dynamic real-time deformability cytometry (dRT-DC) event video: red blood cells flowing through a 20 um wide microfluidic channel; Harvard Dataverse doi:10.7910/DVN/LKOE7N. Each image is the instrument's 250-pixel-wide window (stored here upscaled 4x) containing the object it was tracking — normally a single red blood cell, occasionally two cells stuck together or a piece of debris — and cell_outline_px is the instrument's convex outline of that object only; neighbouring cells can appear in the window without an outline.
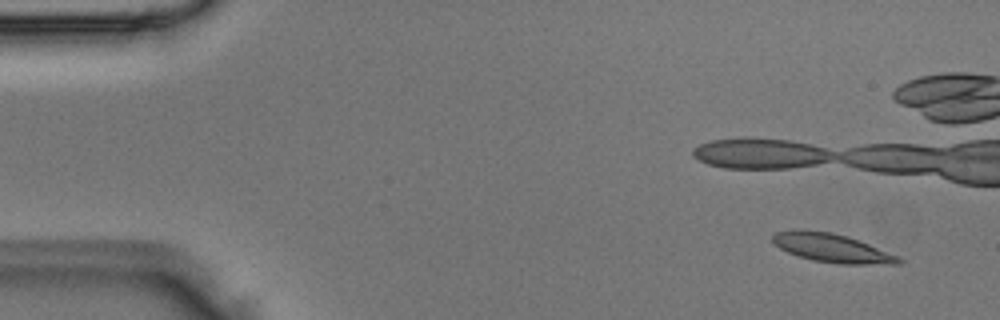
{"species": "Egyptian fruit bat (a non-hibernating species)", "species_latin": "Rousettus aegyptiacus", "temperature_condition": "room temperature", "stored_images_in_passage": 6, "camera_frame_rate_fps": 3000, "um_per_image_px": 0.085, "animal": {"sex": "male"}, "frame": {"image": 1, "passage_image": 2, "time_ms": 0.333, "image_size_px": [1000, 320], "cell_outline_px": [[904, 260], [900, 264], [840, 264], [812, 260], [788, 252], [780, 248], [772, 240], [772, 236], [776, 232], [796, 228], [800, 228], [832, 232], [868, 244], [900, 256]], "centroid_in_image_um": [70.71, 21.07], "position_along_channel_um": 14.3, "area_um2": 21.04}}